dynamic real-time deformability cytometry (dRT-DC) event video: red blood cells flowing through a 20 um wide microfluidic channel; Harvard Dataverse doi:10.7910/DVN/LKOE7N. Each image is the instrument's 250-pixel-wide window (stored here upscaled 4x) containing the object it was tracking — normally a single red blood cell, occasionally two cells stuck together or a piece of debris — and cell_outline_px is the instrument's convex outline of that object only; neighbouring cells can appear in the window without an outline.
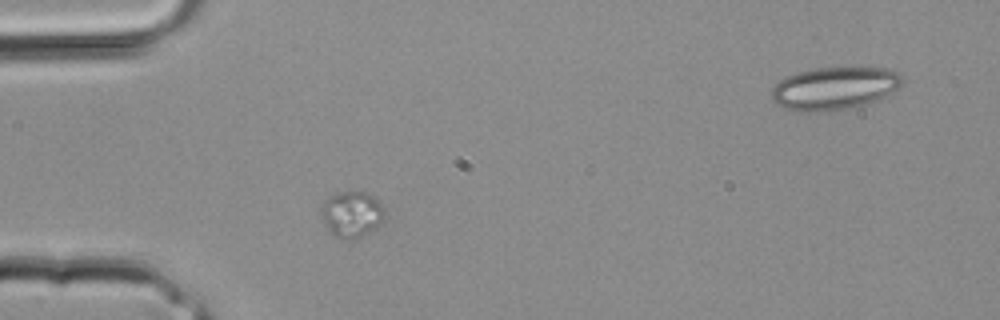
{"species": "common noctule bat (a hibernating species)", "species_latin": "Nyctalus noctula", "temperature_condition": "room temperature", "stored_images_in_passage": 2, "segment_of_instrument_passage": [1, 2], "camera_frame_rate_fps": 3000, "um_per_image_px": 0.085, "animal": {"sex": "male", "body_mass_g": 20.4}, "frame": {"image": 1, "passage_image": 1, "time_ms": 0.0, "image_size_px": [1000, 320], "cell_outline_px": [[384, 220], [376, 228], [360, 236], [348, 240], [340, 240], [328, 228], [320, 216], [320, 208], [332, 196], [340, 192], [368, 192], [384, 208]], "centroid_in_image_um": [29.91, 18.22], "position_along_channel_um": 55.1, "area_um2": 16.7}}